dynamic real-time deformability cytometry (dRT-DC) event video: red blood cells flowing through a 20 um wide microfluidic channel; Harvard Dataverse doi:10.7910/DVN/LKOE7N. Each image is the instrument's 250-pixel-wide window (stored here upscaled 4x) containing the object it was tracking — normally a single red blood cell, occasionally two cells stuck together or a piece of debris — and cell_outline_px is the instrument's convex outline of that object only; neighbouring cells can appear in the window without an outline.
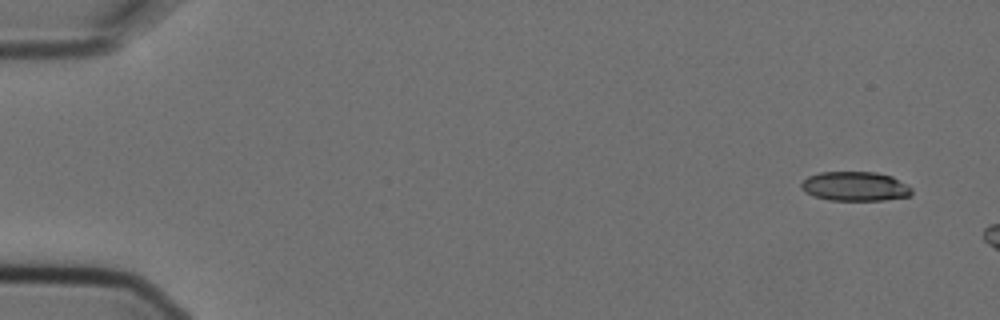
{"species": "Egyptian fruit bat (a non-hibernating species)", "species_latin": "Rousettus aegyptiacus", "temperature_condition": "cold", "stored_images_in_passage": 4, "camera_frame_rate_fps": 3000, "um_per_image_px": 0.085, "animal": {"sex": "female"}, "frame": {"image": 1, "passage_image": 1, "time_ms": 0.0, "image_size_px": [1000, 320], "cell_outline_px": [[912, 196], [884, 200], [828, 200], [812, 196], [804, 192], [800, 188], [800, 184], [808, 176], [820, 172], [876, 172], [892, 176], [908, 184], [912, 188]], "centroid_in_image_um": [72.69, 15.84], "position_along_channel_um": 12.3, "area_um2": 19.19}}